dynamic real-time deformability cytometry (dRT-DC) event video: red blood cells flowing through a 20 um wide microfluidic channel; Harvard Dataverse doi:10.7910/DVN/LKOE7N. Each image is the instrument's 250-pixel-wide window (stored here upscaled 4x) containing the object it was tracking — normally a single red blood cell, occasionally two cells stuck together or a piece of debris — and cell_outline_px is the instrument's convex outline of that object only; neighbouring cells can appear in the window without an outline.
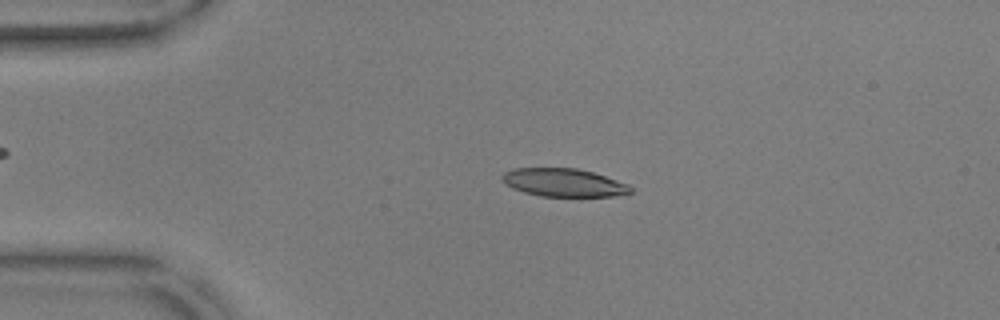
{"species": "common noctule bat (a hibernating species)", "species_latin": "Nyctalus noctula", "temperature_condition": "warm", "stored_images_in_passage": 55, "camera_frame_rate_fps": 3000, "um_per_image_px": 0.085, "animal": {"sex": "male", "body_mass_g": 17.9, "forearm_length_mm": 54.2}, "frame": {"image": 1, "passage_image": 12, "time_ms": 3.667, "image_size_px": [1000, 320], "cell_outline_px": [[632, 192], [628, 196], [540, 196], [524, 192], [512, 188], [500, 176], [504, 172], [512, 168], [576, 168], [592, 172], [628, 184], [632, 188]], "centroid_in_image_um": [47.95, 15.52], "position_along_channel_um": 37.1, "area_um2": 21.04}}
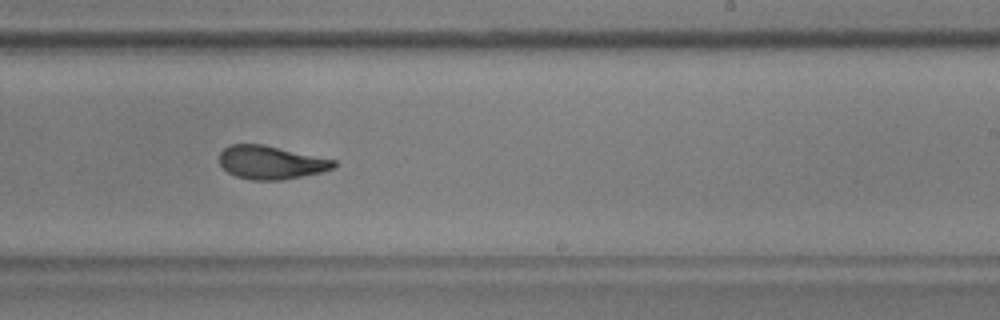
{"frame": {"image": 2, "passage_image": 34, "time_ms": 11.0, "image_size_px": [1000, 320], "cell_outline_px": [[336, 168], [320, 172], [280, 180], [252, 180], [236, 176], [228, 172], [220, 164], [220, 152], [228, 144], [264, 144], [336, 160]], "centroid_in_image_um": [23.03, 13.79], "position_along_channel_um": 266.0, "area_um2": 22.2}}
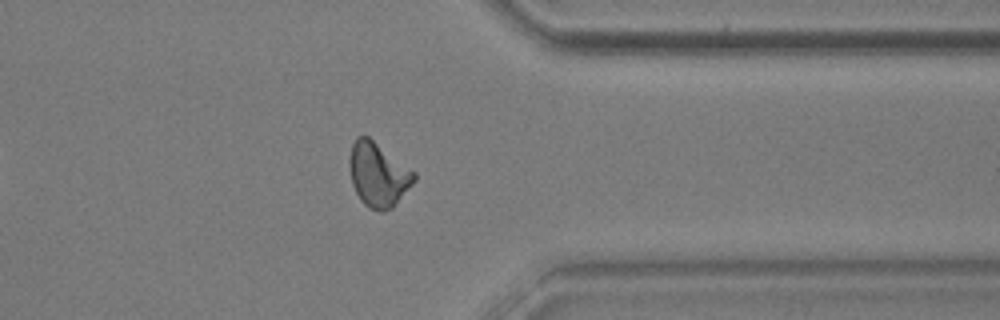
{"frame": {"image": 3, "passage_image": 44, "time_ms": 14.333, "image_size_px": [1000, 320], "cell_outline_px": [[416, 180], [392, 208], [384, 212], [380, 212], [368, 208], [360, 200], [352, 184], [352, 144], [356, 136], [368, 136], [416, 172]], "centroid_in_image_um": [32.19, 14.87], "position_along_channel_um": 379.2, "area_um2": 23.76}, "authors_computed_cell_mechanics": {"area_um2": 22.7732, "velocity_mm_per_s": 3.5919, "shape_relaxation_time_tau1_ms": 5.832, "shape_relaxation_time_tau2_ms": 1.8133, "deformation_change_tau1": 0.1834, "deformation_change_tau2": 0.0939}}